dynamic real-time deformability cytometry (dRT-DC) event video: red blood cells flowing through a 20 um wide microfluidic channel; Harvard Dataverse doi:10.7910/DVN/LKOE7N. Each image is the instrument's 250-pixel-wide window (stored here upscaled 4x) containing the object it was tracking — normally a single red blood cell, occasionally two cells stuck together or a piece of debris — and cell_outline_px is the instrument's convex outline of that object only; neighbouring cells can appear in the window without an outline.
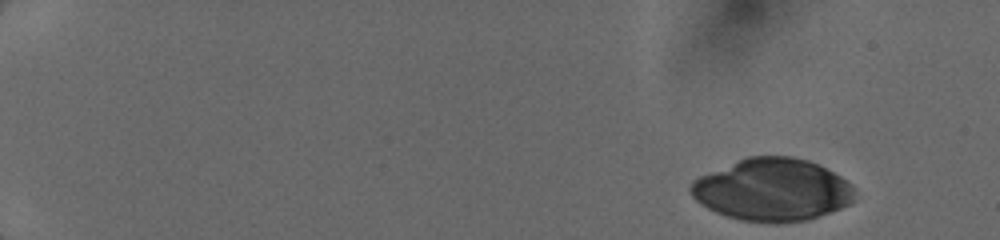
{"species": "human", "species_latin": "Homo sapiens", "temperature_condition": "cold", "stored_images_in_passage": 9, "camera_frame_rate_fps": 3000, "um_per_image_px": 0.085, "donor": {"sex": "female"}, "frame": {"image": 1, "passage_image": 1, "time_ms": 0.0, "image_size_px": [1000, 240], "cell_outline_px": [[852, 200], [848, 204], [840, 208], [808, 220], [780, 224], [772, 224], [740, 220], [716, 212], [700, 204], [692, 196], [688, 188], [692, 180], [700, 176], [748, 156], [792, 156], [808, 160], [840, 176], [852, 184]], "centroid_in_image_um": [65.61, 16.15], "position_along_channel_um": 19.4, "area_um2": 59.53}}